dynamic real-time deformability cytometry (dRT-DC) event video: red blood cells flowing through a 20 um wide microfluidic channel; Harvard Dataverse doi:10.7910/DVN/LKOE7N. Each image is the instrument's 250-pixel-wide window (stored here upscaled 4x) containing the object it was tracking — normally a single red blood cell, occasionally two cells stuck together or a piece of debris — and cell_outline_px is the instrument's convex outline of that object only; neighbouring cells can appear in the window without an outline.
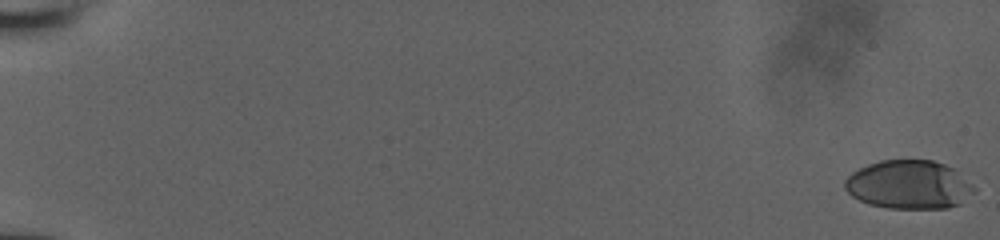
{"species": "human", "species_latin": "Homo sapiens", "temperature_condition": "room temperature", "stored_images_in_passage": 55, "camera_frame_rate_fps": 3000, "um_per_image_px": 0.085, "donor": {"sex": "male"}, "frame": {"image": 1, "passage_image": 1, "time_ms": 0.0, "image_size_px": [1000, 240], "cell_outline_px": [[976, 188], [960, 204], [948, 208], [888, 208], [868, 204], [852, 196], [844, 188], [844, 180], [852, 172], [868, 164], [880, 160], [932, 160], [956, 168]], "centroid_in_image_um": [77.26, 15.69], "position_along_channel_um": 7.7, "area_um2": 36.76}}
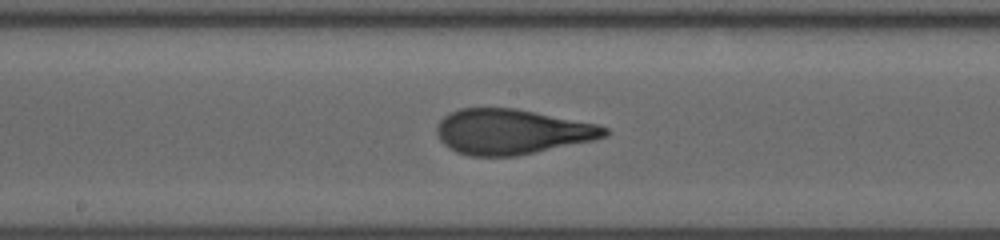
{"frame": {"image": 2, "passage_image": 32, "time_ms": 10.333, "image_size_px": [1000, 240], "cell_outline_px": [[612, 132], [608, 136], [592, 140], [516, 156], [468, 156], [456, 152], [448, 148], [440, 140], [436, 132], [436, 128], [440, 120], [444, 116], [460, 108], [516, 108], [600, 124], [608, 128]], "centroid_in_image_um": [43.52, 11.19], "position_along_channel_um": 204.7, "area_um2": 44.39}}
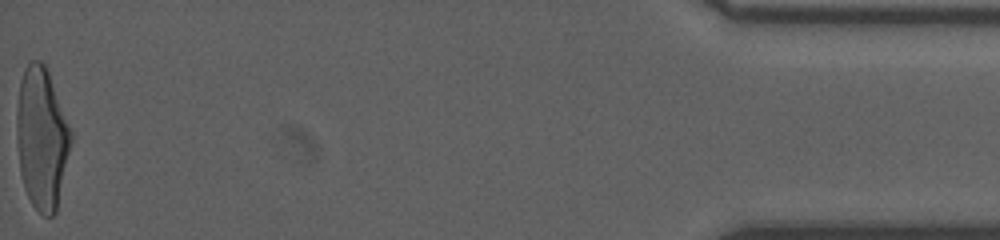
{"frame": {"image": 3, "passage_image": 55, "time_ms": 18.0, "image_size_px": [1000, 240], "cell_outline_px": [[72, 140], [56, 212], [52, 216], [44, 216], [32, 204], [24, 188], [20, 172], [16, 136], [16, 112], [20, 80], [24, 68], [28, 60], [40, 60], [44, 64], [48, 72], [72, 132]], "centroid_in_image_um": [3.53, 11.73], "position_along_channel_um": 431.7, "area_um2": 44.8}}